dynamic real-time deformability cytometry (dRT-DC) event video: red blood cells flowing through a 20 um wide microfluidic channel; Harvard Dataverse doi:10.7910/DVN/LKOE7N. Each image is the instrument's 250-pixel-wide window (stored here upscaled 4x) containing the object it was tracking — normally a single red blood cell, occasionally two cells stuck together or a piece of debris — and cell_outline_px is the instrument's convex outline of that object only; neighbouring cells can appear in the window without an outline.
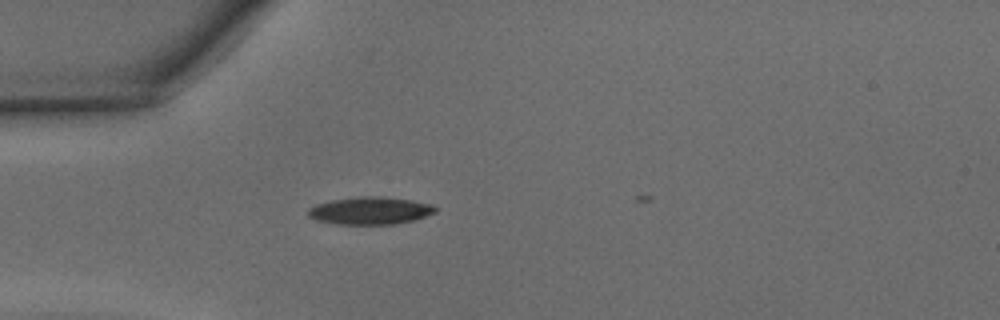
{"species": "common noctule bat (a hibernating species)", "species_latin": "Nyctalus noctula", "temperature_condition": "warm", "stored_images_in_passage": 26, "camera_frame_rate_fps": 3000, "um_per_image_px": 0.085, "animal": {"sex": "male", "body_mass_g": 15.6}, "frame": {"image": 1, "passage_image": 1, "time_ms": 0.0, "image_size_px": [1000, 320], "cell_outline_px": [[436, 212], [412, 220], [392, 224], [336, 224], [316, 220], [308, 216], [308, 208], [316, 204], [332, 200], [360, 196], [380, 196], [412, 200], [432, 204], [436, 208]], "centroid_in_image_um": [31.44, 17.9], "position_along_channel_um": 53.6, "area_um2": 20.29}}
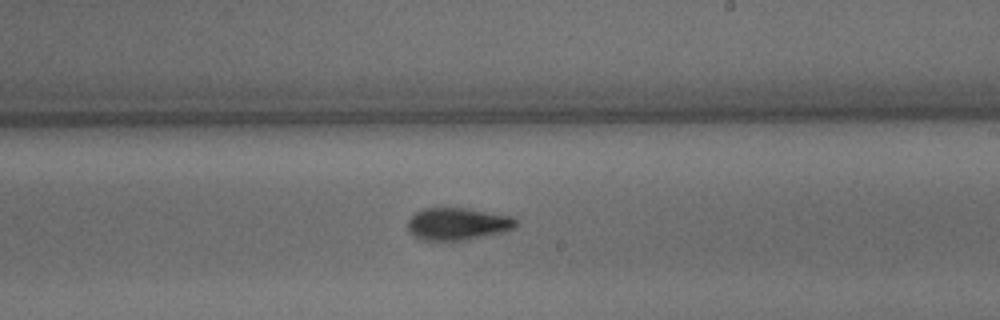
{"frame": {"image": 2, "passage_image": 15, "time_ms": 4.667, "image_size_px": [1000, 320], "cell_outline_px": [[520, 224], [516, 228], [504, 232], [468, 240], [420, 240], [408, 228], [408, 220], [416, 212], [424, 208], [464, 208], [512, 216]], "centroid_in_image_um": [38.96, 19.04], "position_along_channel_um": 250.0, "area_um2": 20.4}}
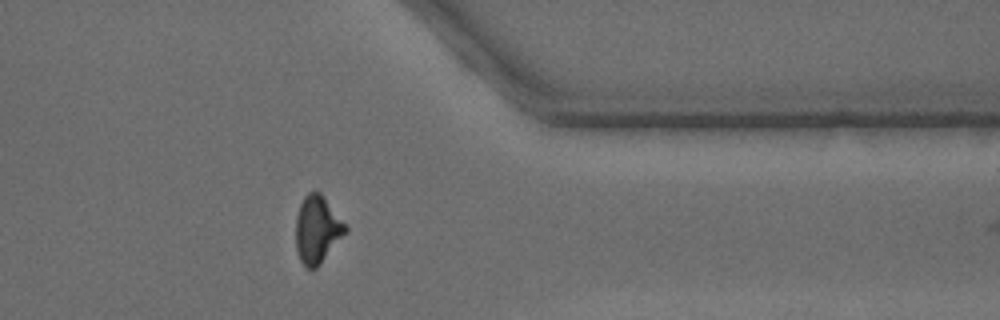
{"frame": {"image": 3, "passage_image": 25, "time_ms": 8.0, "image_size_px": [1000, 320], "cell_outline_px": [[348, 232], [320, 264], [316, 268], [304, 268], [300, 260], [296, 248], [296, 216], [300, 204], [304, 196], [308, 192], [320, 192], [348, 228]], "centroid_in_image_um": [26.96, 19.53], "position_along_channel_um": 384.4, "area_um2": 19.48}}